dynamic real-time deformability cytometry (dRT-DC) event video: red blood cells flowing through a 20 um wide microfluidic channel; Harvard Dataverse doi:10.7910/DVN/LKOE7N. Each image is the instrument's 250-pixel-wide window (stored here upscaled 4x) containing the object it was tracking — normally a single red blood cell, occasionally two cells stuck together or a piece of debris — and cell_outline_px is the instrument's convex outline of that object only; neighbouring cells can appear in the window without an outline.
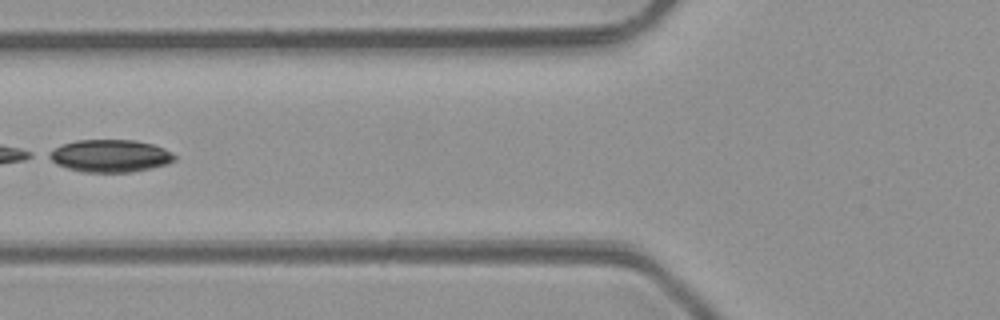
{"species": "common noctule bat (a hibernating species)", "species_latin": "Nyctalus noctula", "temperature_condition": "room temperature", "stored_images_in_passage": 5, "camera_frame_rate_fps": 3000, "um_per_image_px": 0.085, "animal": {"sex": "male", "body_mass_g": 23.1, "forearm_length_mm": 52.7}, "frame": {"image": 1, "passage_image": 4, "time_ms": 4.333, "image_size_px": [1000, 320], "cell_outline_px": [[176, 160], [168, 164], [132, 172], [80, 172], [56, 164], [44, 156], [48, 152], [64, 144], [76, 140], [132, 140], [152, 144], [164, 148], [176, 156]], "centroid_in_image_um": [9.34, 13.25], "position_along_channel_um": 116.5, "area_um2": 23.81}}
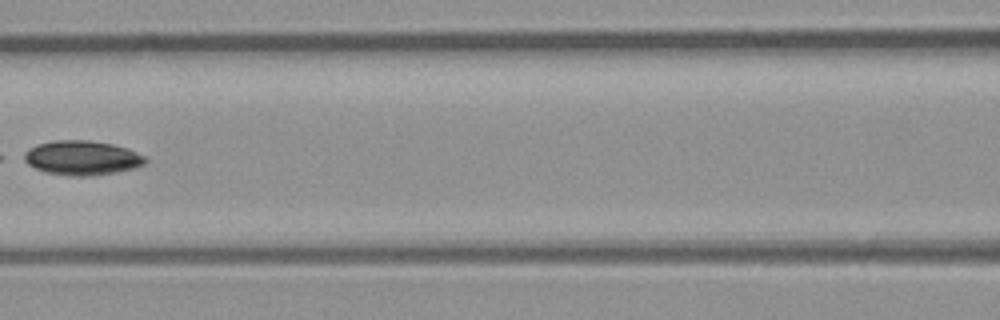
{"frame": {"image": 2, "passage_image": 5, "time_ms": 5.333, "image_size_px": [1000, 320], "cell_outline_px": [[148, 160], [144, 164], [136, 168], [116, 172], [92, 176], [68, 176], [44, 172], [28, 164], [24, 160], [24, 152], [36, 144], [56, 140], [88, 140], [112, 144], [128, 148], [148, 156]], "centroid_in_image_um": [7.01, 13.42], "position_along_channel_um": 159.6, "area_um2": 24.62}}